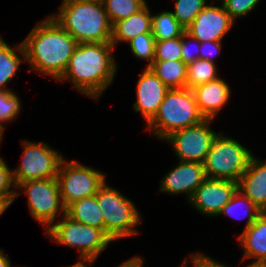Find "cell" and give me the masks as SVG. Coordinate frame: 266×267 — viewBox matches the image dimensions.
Here are the masks:
<instances>
[{
	"mask_svg": "<svg viewBox=\"0 0 266 267\" xmlns=\"http://www.w3.org/2000/svg\"><path fill=\"white\" fill-rule=\"evenodd\" d=\"M30 71L53 77H62L77 41L51 16L40 20L22 41Z\"/></svg>",
	"mask_w": 266,
	"mask_h": 267,
	"instance_id": "obj_1",
	"label": "cell"
},
{
	"mask_svg": "<svg viewBox=\"0 0 266 267\" xmlns=\"http://www.w3.org/2000/svg\"><path fill=\"white\" fill-rule=\"evenodd\" d=\"M113 50L111 42L79 43L58 82L69 80L76 92L99 100L117 74Z\"/></svg>",
	"mask_w": 266,
	"mask_h": 267,
	"instance_id": "obj_2",
	"label": "cell"
},
{
	"mask_svg": "<svg viewBox=\"0 0 266 267\" xmlns=\"http://www.w3.org/2000/svg\"><path fill=\"white\" fill-rule=\"evenodd\" d=\"M50 16L78 44L111 42L112 24L101 0H64Z\"/></svg>",
	"mask_w": 266,
	"mask_h": 267,
	"instance_id": "obj_3",
	"label": "cell"
},
{
	"mask_svg": "<svg viewBox=\"0 0 266 267\" xmlns=\"http://www.w3.org/2000/svg\"><path fill=\"white\" fill-rule=\"evenodd\" d=\"M205 120L200 113L194 94L188 88L169 89L160 104L158 113L147 124L146 130L165 140L178 130L194 126Z\"/></svg>",
	"mask_w": 266,
	"mask_h": 267,
	"instance_id": "obj_4",
	"label": "cell"
},
{
	"mask_svg": "<svg viewBox=\"0 0 266 267\" xmlns=\"http://www.w3.org/2000/svg\"><path fill=\"white\" fill-rule=\"evenodd\" d=\"M46 232L53 242L77 248L78 263L93 265L112 239L99 228L72 220L66 214L61 216Z\"/></svg>",
	"mask_w": 266,
	"mask_h": 267,
	"instance_id": "obj_5",
	"label": "cell"
},
{
	"mask_svg": "<svg viewBox=\"0 0 266 267\" xmlns=\"http://www.w3.org/2000/svg\"><path fill=\"white\" fill-rule=\"evenodd\" d=\"M96 198L104 219V232L113 242L139 234L136 226L141 224L142 216L132 200L106 181L98 189Z\"/></svg>",
	"mask_w": 266,
	"mask_h": 267,
	"instance_id": "obj_6",
	"label": "cell"
},
{
	"mask_svg": "<svg viewBox=\"0 0 266 267\" xmlns=\"http://www.w3.org/2000/svg\"><path fill=\"white\" fill-rule=\"evenodd\" d=\"M252 152L236 139L219 133L203 163L206 178L239 182L247 170Z\"/></svg>",
	"mask_w": 266,
	"mask_h": 267,
	"instance_id": "obj_7",
	"label": "cell"
},
{
	"mask_svg": "<svg viewBox=\"0 0 266 267\" xmlns=\"http://www.w3.org/2000/svg\"><path fill=\"white\" fill-rule=\"evenodd\" d=\"M16 189V198L20 196V189L27 195L31 217L44 226L45 232L56 222L58 214H66L56 178L28 180L20 183Z\"/></svg>",
	"mask_w": 266,
	"mask_h": 267,
	"instance_id": "obj_8",
	"label": "cell"
},
{
	"mask_svg": "<svg viewBox=\"0 0 266 267\" xmlns=\"http://www.w3.org/2000/svg\"><path fill=\"white\" fill-rule=\"evenodd\" d=\"M105 178L99 170L76 160L63 159L56 178L63 205L67 207L74 201L95 195L105 183Z\"/></svg>",
	"mask_w": 266,
	"mask_h": 267,
	"instance_id": "obj_9",
	"label": "cell"
},
{
	"mask_svg": "<svg viewBox=\"0 0 266 267\" xmlns=\"http://www.w3.org/2000/svg\"><path fill=\"white\" fill-rule=\"evenodd\" d=\"M22 161L18 168L12 169L16 187L25 181L57 178L64 157L45 142H21Z\"/></svg>",
	"mask_w": 266,
	"mask_h": 267,
	"instance_id": "obj_10",
	"label": "cell"
},
{
	"mask_svg": "<svg viewBox=\"0 0 266 267\" xmlns=\"http://www.w3.org/2000/svg\"><path fill=\"white\" fill-rule=\"evenodd\" d=\"M213 119H205L194 126L178 130L164 141L171 144L180 161L204 163L214 138L218 135L210 127Z\"/></svg>",
	"mask_w": 266,
	"mask_h": 267,
	"instance_id": "obj_11",
	"label": "cell"
},
{
	"mask_svg": "<svg viewBox=\"0 0 266 267\" xmlns=\"http://www.w3.org/2000/svg\"><path fill=\"white\" fill-rule=\"evenodd\" d=\"M237 189L238 183L235 181L206 178L188 203L202 215L218 217Z\"/></svg>",
	"mask_w": 266,
	"mask_h": 267,
	"instance_id": "obj_12",
	"label": "cell"
},
{
	"mask_svg": "<svg viewBox=\"0 0 266 267\" xmlns=\"http://www.w3.org/2000/svg\"><path fill=\"white\" fill-rule=\"evenodd\" d=\"M215 1L218 0H211V3L195 17L194 21L185 30L200 43L222 41L236 22L225 11L222 4L215 6Z\"/></svg>",
	"mask_w": 266,
	"mask_h": 267,
	"instance_id": "obj_13",
	"label": "cell"
},
{
	"mask_svg": "<svg viewBox=\"0 0 266 267\" xmlns=\"http://www.w3.org/2000/svg\"><path fill=\"white\" fill-rule=\"evenodd\" d=\"M178 161V165L160 180L159 191L170 195L185 194L189 202L196 189L206 179L205 169L199 162Z\"/></svg>",
	"mask_w": 266,
	"mask_h": 267,
	"instance_id": "obj_14",
	"label": "cell"
},
{
	"mask_svg": "<svg viewBox=\"0 0 266 267\" xmlns=\"http://www.w3.org/2000/svg\"><path fill=\"white\" fill-rule=\"evenodd\" d=\"M169 88L156 76L149 67L141 72L136 85L137 100L133 105L135 112H140L146 125L158 113L160 104Z\"/></svg>",
	"mask_w": 266,
	"mask_h": 267,
	"instance_id": "obj_15",
	"label": "cell"
},
{
	"mask_svg": "<svg viewBox=\"0 0 266 267\" xmlns=\"http://www.w3.org/2000/svg\"><path fill=\"white\" fill-rule=\"evenodd\" d=\"M191 90L205 119L214 120L231 98L230 86L221 77Z\"/></svg>",
	"mask_w": 266,
	"mask_h": 267,
	"instance_id": "obj_16",
	"label": "cell"
},
{
	"mask_svg": "<svg viewBox=\"0 0 266 267\" xmlns=\"http://www.w3.org/2000/svg\"><path fill=\"white\" fill-rule=\"evenodd\" d=\"M254 155L238 182V189L262 212H266V161Z\"/></svg>",
	"mask_w": 266,
	"mask_h": 267,
	"instance_id": "obj_17",
	"label": "cell"
},
{
	"mask_svg": "<svg viewBox=\"0 0 266 267\" xmlns=\"http://www.w3.org/2000/svg\"><path fill=\"white\" fill-rule=\"evenodd\" d=\"M243 248L242 261L253 259L250 264L266 265V212L237 237Z\"/></svg>",
	"mask_w": 266,
	"mask_h": 267,
	"instance_id": "obj_18",
	"label": "cell"
},
{
	"mask_svg": "<svg viewBox=\"0 0 266 267\" xmlns=\"http://www.w3.org/2000/svg\"><path fill=\"white\" fill-rule=\"evenodd\" d=\"M152 31V13L148 4L130 17L112 26L111 43L115 47L120 42H128L136 36Z\"/></svg>",
	"mask_w": 266,
	"mask_h": 267,
	"instance_id": "obj_19",
	"label": "cell"
},
{
	"mask_svg": "<svg viewBox=\"0 0 266 267\" xmlns=\"http://www.w3.org/2000/svg\"><path fill=\"white\" fill-rule=\"evenodd\" d=\"M17 45V46H16ZM13 44V47L0 36V89L10 90L6 87L17 71L21 63L26 62V54L23 43ZM17 51L22 55L20 57Z\"/></svg>",
	"mask_w": 266,
	"mask_h": 267,
	"instance_id": "obj_20",
	"label": "cell"
},
{
	"mask_svg": "<svg viewBox=\"0 0 266 267\" xmlns=\"http://www.w3.org/2000/svg\"><path fill=\"white\" fill-rule=\"evenodd\" d=\"M66 215L74 221L104 231V219L97 203L96 194L68 205L66 207Z\"/></svg>",
	"mask_w": 266,
	"mask_h": 267,
	"instance_id": "obj_21",
	"label": "cell"
},
{
	"mask_svg": "<svg viewBox=\"0 0 266 267\" xmlns=\"http://www.w3.org/2000/svg\"><path fill=\"white\" fill-rule=\"evenodd\" d=\"M169 88H186L187 64L182 60L154 61L149 67Z\"/></svg>",
	"mask_w": 266,
	"mask_h": 267,
	"instance_id": "obj_22",
	"label": "cell"
},
{
	"mask_svg": "<svg viewBox=\"0 0 266 267\" xmlns=\"http://www.w3.org/2000/svg\"><path fill=\"white\" fill-rule=\"evenodd\" d=\"M261 214L262 211L239 189H237L236 192L232 195L230 201L224 205L222 211L218 214V216H232L235 219H243L247 217L245 227V229H247L256 221V219Z\"/></svg>",
	"mask_w": 266,
	"mask_h": 267,
	"instance_id": "obj_23",
	"label": "cell"
},
{
	"mask_svg": "<svg viewBox=\"0 0 266 267\" xmlns=\"http://www.w3.org/2000/svg\"><path fill=\"white\" fill-rule=\"evenodd\" d=\"M185 29L177 21L172 11H161L152 14V35L155 40L174 39L182 37Z\"/></svg>",
	"mask_w": 266,
	"mask_h": 267,
	"instance_id": "obj_24",
	"label": "cell"
},
{
	"mask_svg": "<svg viewBox=\"0 0 266 267\" xmlns=\"http://www.w3.org/2000/svg\"><path fill=\"white\" fill-rule=\"evenodd\" d=\"M217 72L215 63L205 59L195 60L187 65L186 88L193 89L196 86L218 79Z\"/></svg>",
	"mask_w": 266,
	"mask_h": 267,
	"instance_id": "obj_25",
	"label": "cell"
},
{
	"mask_svg": "<svg viewBox=\"0 0 266 267\" xmlns=\"http://www.w3.org/2000/svg\"><path fill=\"white\" fill-rule=\"evenodd\" d=\"M112 26L140 11L146 0H101Z\"/></svg>",
	"mask_w": 266,
	"mask_h": 267,
	"instance_id": "obj_26",
	"label": "cell"
},
{
	"mask_svg": "<svg viewBox=\"0 0 266 267\" xmlns=\"http://www.w3.org/2000/svg\"><path fill=\"white\" fill-rule=\"evenodd\" d=\"M208 0H176L172 14L186 30L195 17L208 5Z\"/></svg>",
	"mask_w": 266,
	"mask_h": 267,
	"instance_id": "obj_27",
	"label": "cell"
},
{
	"mask_svg": "<svg viewBox=\"0 0 266 267\" xmlns=\"http://www.w3.org/2000/svg\"><path fill=\"white\" fill-rule=\"evenodd\" d=\"M21 108V101L16 93L12 90L0 89V126L2 128L20 115Z\"/></svg>",
	"mask_w": 266,
	"mask_h": 267,
	"instance_id": "obj_28",
	"label": "cell"
},
{
	"mask_svg": "<svg viewBox=\"0 0 266 267\" xmlns=\"http://www.w3.org/2000/svg\"><path fill=\"white\" fill-rule=\"evenodd\" d=\"M155 38L152 33H144L136 36L129 43L132 54L140 60H148L146 67L154 62Z\"/></svg>",
	"mask_w": 266,
	"mask_h": 267,
	"instance_id": "obj_29",
	"label": "cell"
},
{
	"mask_svg": "<svg viewBox=\"0 0 266 267\" xmlns=\"http://www.w3.org/2000/svg\"><path fill=\"white\" fill-rule=\"evenodd\" d=\"M181 49V37L156 40L154 61L182 60Z\"/></svg>",
	"mask_w": 266,
	"mask_h": 267,
	"instance_id": "obj_30",
	"label": "cell"
},
{
	"mask_svg": "<svg viewBox=\"0 0 266 267\" xmlns=\"http://www.w3.org/2000/svg\"><path fill=\"white\" fill-rule=\"evenodd\" d=\"M17 189L13 178V171L0 157V199H16Z\"/></svg>",
	"mask_w": 266,
	"mask_h": 267,
	"instance_id": "obj_31",
	"label": "cell"
},
{
	"mask_svg": "<svg viewBox=\"0 0 266 267\" xmlns=\"http://www.w3.org/2000/svg\"><path fill=\"white\" fill-rule=\"evenodd\" d=\"M221 2L225 11L235 21L239 17L251 13L258 6L260 0H221Z\"/></svg>",
	"mask_w": 266,
	"mask_h": 267,
	"instance_id": "obj_32",
	"label": "cell"
},
{
	"mask_svg": "<svg viewBox=\"0 0 266 267\" xmlns=\"http://www.w3.org/2000/svg\"><path fill=\"white\" fill-rule=\"evenodd\" d=\"M181 46L182 61L185 64L188 65L199 59L200 42L196 38H193L186 31L182 34Z\"/></svg>",
	"mask_w": 266,
	"mask_h": 267,
	"instance_id": "obj_33",
	"label": "cell"
},
{
	"mask_svg": "<svg viewBox=\"0 0 266 267\" xmlns=\"http://www.w3.org/2000/svg\"><path fill=\"white\" fill-rule=\"evenodd\" d=\"M189 257V259H191L190 263L192 267H228L226 264L221 263L218 260H213L211 257L205 255L203 252H195L189 255ZM187 259L188 258H186L182 262L180 267H189Z\"/></svg>",
	"mask_w": 266,
	"mask_h": 267,
	"instance_id": "obj_34",
	"label": "cell"
},
{
	"mask_svg": "<svg viewBox=\"0 0 266 267\" xmlns=\"http://www.w3.org/2000/svg\"><path fill=\"white\" fill-rule=\"evenodd\" d=\"M222 41H205L200 43L199 59L209 60L215 63L214 59L220 55Z\"/></svg>",
	"mask_w": 266,
	"mask_h": 267,
	"instance_id": "obj_35",
	"label": "cell"
},
{
	"mask_svg": "<svg viewBox=\"0 0 266 267\" xmlns=\"http://www.w3.org/2000/svg\"><path fill=\"white\" fill-rule=\"evenodd\" d=\"M143 258L141 256H134L123 263H121L117 267H144Z\"/></svg>",
	"mask_w": 266,
	"mask_h": 267,
	"instance_id": "obj_36",
	"label": "cell"
},
{
	"mask_svg": "<svg viewBox=\"0 0 266 267\" xmlns=\"http://www.w3.org/2000/svg\"><path fill=\"white\" fill-rule=\"evenodd\" d=\"M4 252L5 251L0 248V267H12L11 260L6 256Z\"/></svg>",
	"mask_w": 266,
	"mask_h": 267,
	"instance_id": "obj_37",
	"label": "cell"
},
{
	"mask_svg": "<svg viewBox=\"0 0 266 267\" xmlns=\"http://www.w3.org/2000/svg\"><path fill=\"white\" fill-rule=\"evenodd\" d=\"M15 199H0V217Z\"/></svg>",
	"mask_w": 266,
	"mask_h": 267,
	"instance_id": "obj_38",
	"label": "cell"
},
{
	"mask_svg": "<svg viewBox=\"0 0 266 267\" xmlns=\"http://www.w3.org/2000/svg\"><path fill=\"white\" fill-rule=\"evenodd\" d=\"M87 265H88V263H78V262H76L75 264H73L71 266H66V267H88Z\"/></svg>",
	"mask_w": 266,
	"mask_h": 267,
	"instance_id": "obj_39",
	"label": "cell"
},
{
	"mask_svg": "<svg viewBox=\"0 0 266 267\" xmlns=\"http://www.w3.org/2000/svg\"><path fill=\"white\" fill-rule=\"evenodd\" d=\"M4 131H5V128H2L1 126H0V144H1V141L3 140V137H4Z\"/></svg>",
	"mask_w": 266,
	"mask_h": 267,
	"instance_id": "obj_40",
	"label": "cell"
},
{
	"mask_svg": "<svg viewBox=\"0 0 266 267\" xmlns=\"http://www.w3.org/2000/svg\"><path fill=\"white\" fill-rule=\"evenodd\" d=\"M245 267H266V265H260V264H249L246 265Z\"/></svg>",
	"mask_w": 266,
	"mask_h": 267,
	"instance_id": "obj_41",
	"label": "cell"
}]
</instances>
